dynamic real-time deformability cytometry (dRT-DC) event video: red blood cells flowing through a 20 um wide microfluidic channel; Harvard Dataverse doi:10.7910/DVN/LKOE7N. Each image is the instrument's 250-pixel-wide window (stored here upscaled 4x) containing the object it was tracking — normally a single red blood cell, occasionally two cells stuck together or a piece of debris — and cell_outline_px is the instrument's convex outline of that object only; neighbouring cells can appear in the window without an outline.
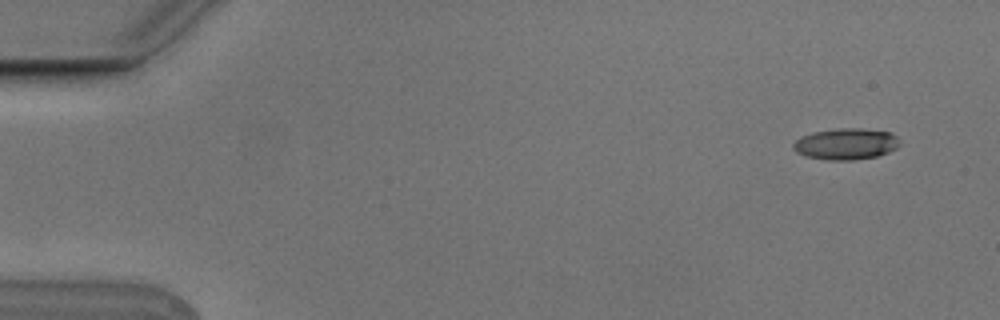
{"species": "Egyptian fruit bat (a non-hibernating species)", "species_latin": "Rousettus aegyptiacus", "temperature_condition": "cold", "stored_images_in_passage": 6, "camera_frame_rate_fps": 3000, "um_per_image_px": 0.085, "animal": {"sex": "male"}, "frame": {"image": 1, "passage_image": 1, "time_ms": 0.0, "image_size_px": [1000, 320], "cell_outline_px": [[900, 144], [896, 148], [888, 152], [876, 156], [852, 160], [828, 160], [804, 156], [796, 152], [792, 148], [792, 144], [800, 136], [812, 132], [840, 128], [860, 128], [892, 132], [900, 140]], "centroid_in_image_um": [71.89, 12.23], "position_along_channel_um": 13.1, "area_um2": 19.59}}
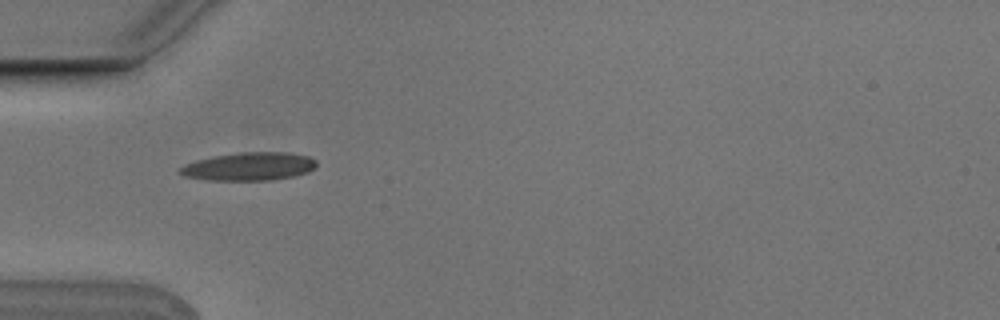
{"frame": {"image": 2, "passage_image": 5, "time_ms": 1.333, "image_size_px": [1000, 320], "cell_outline_px": [[316, 168], [308, 172], [296, 176], [272, 180], [208, 180], [184, 176], [176, 172], [184, 164], [196, 160], [216, 156], [244, 152], [288, 152], [308, 156], [316, 160]], "centroid_in_image_um": [21.19, 14.15], "position_along_channel_um": 63.8, "area_um2": 22.48}}